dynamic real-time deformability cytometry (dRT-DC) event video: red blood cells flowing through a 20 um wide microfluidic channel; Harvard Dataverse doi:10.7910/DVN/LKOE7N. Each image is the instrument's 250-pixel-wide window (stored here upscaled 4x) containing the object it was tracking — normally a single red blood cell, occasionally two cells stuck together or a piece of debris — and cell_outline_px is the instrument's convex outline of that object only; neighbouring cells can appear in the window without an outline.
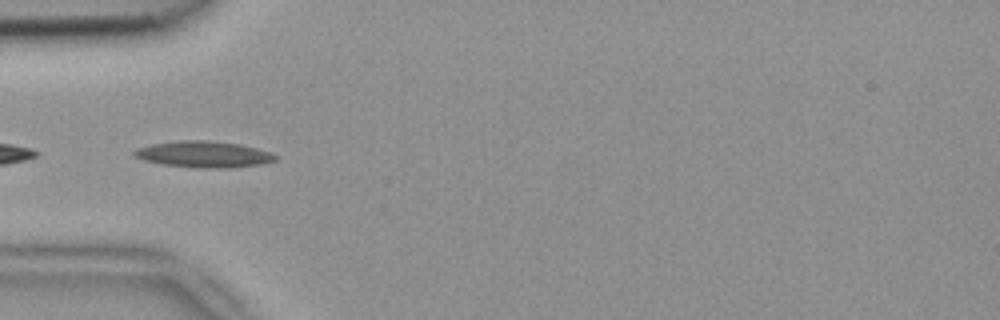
{"species": "common noctule bat (a hibernating species)", "species_latin": "Nyctalus noctula", "temperature_condition": "room temperature", "stored_images_in_passage": 52, "camera_frame_rate_fps": 3000, "um_per_image_px": 0.085, "animal": {"sex": "female", "body_mass_g": 18.4}, "frame": {"image": 1, "passage_image": 16, "time_ms": 5.0, "image_size_px": [1000, 320], "cell_outline_px": [[280, 156], [276, 160], [260, 164], [232, 168], [192, 168], [160, 164], [144, 160], [132, 156], [132, 152], [136, 148], [152, 144], [180, 140], [208, 140], [240, 144], [272, 152]], "centroid_in_image_um": [17.31, 13.12], "position_along_channel_um": 67.7, "area_um2": 22.02}}
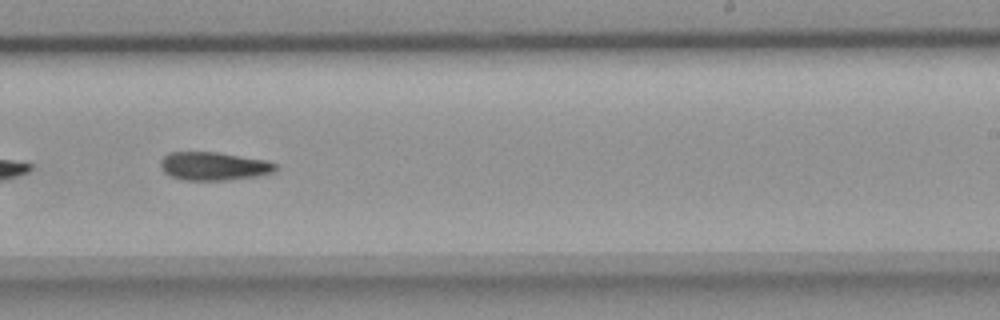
{"frame": {"image": 2, "passage_image": 32, "time_ms": 10.333, "image_size_px": [1000, 320], "cell_outline_px": [[276, 168], [272, 172], [256, 176], [228, 180], [184, 180], [172, 176], [164, 172], [160, 164], [160, 160], [168, 152], [216, 152], [268, 160], [276, 164]], "centroid_in_image_um": [18.15, 14.11], "position_along_channel_um": 270.8, "area_um2": 18.9}}
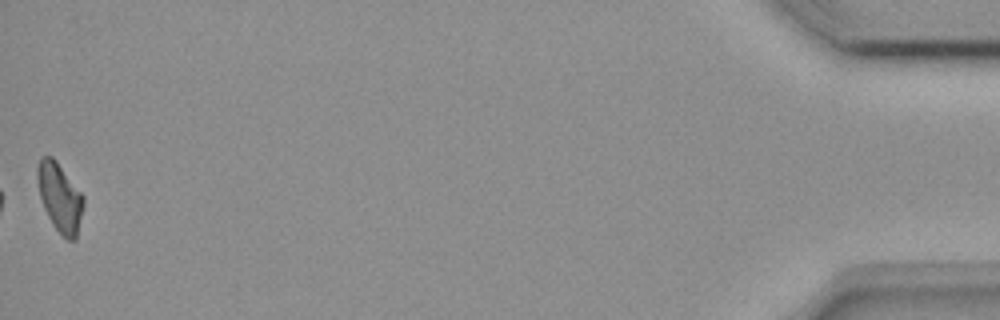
{"frame": {"image": 3, "passage_image": 52, "time_ms": 17.0, "image_size_px": [1000, 320], "cell_outline_px": [[84, 204], [76, 240], [68, 240], [52, 224], [44, 208], [40, 196], [36, 176], [36, 168], [40, 156], [52, 156], [56, 160], [84, 196]], "centroid_in_image_um": [5.08, 16.75], "position_along_channel_um": 430.1, "area_um2": 18.44}}